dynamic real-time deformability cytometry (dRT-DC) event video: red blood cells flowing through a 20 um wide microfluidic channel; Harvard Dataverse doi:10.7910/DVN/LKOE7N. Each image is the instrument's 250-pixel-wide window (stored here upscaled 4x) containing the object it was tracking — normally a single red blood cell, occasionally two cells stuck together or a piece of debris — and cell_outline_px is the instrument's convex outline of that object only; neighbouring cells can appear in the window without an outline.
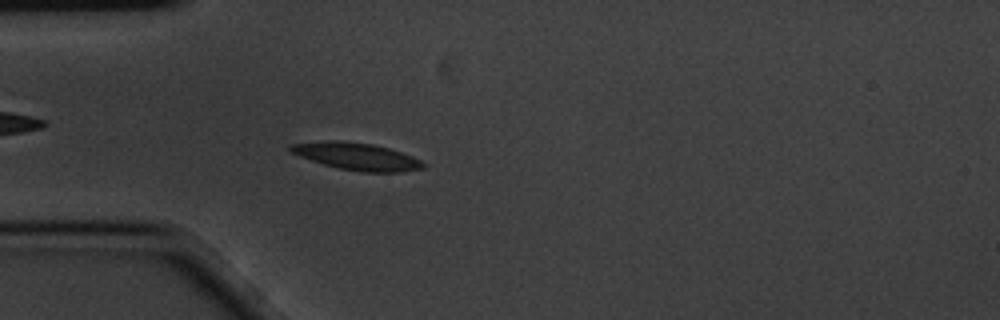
{"species": "common noctule bat (a hibernating species)", "species_latin": "Nyctalus noctula", "temperature_condition": "cold", "stored_images_in_passage": 3, "camera_frame_rate_fps": 3000, "um_per_image_px": 0.085, "animal": {"sex": "male", "body_mass_g": 20.1, "forearm_length_mm": 53.5}, "frame": {"image": 1, "passage_image": 3, "time_ms": 0.667, "image_size_px": [1000, 320], "cell_outline_px": [[424, 168], [400, 172], [360, 172], [340, 168], [324, 164], [300, 156], [292, 152], [288, 148], [288, 144], [328, 140], [336, 140], [372, 144], [388, 148], [412, 156], [420, 160], [424, 164]], "centroid_in_image_um": [30.31, 13.29], "position_along_channel_um": 54.7, "area_um2": 20.81}}